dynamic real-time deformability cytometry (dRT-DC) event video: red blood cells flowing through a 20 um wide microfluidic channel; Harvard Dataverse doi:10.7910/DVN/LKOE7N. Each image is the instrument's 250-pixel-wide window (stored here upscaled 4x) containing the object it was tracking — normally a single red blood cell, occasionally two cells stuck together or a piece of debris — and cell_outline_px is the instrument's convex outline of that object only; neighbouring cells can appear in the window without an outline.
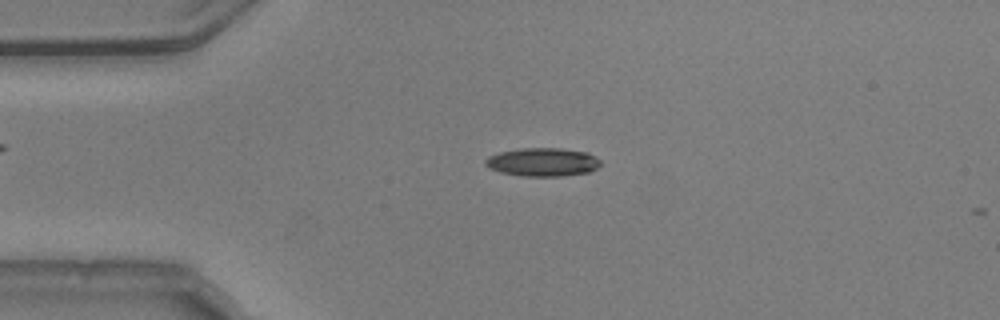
{"species": "common noctule bat (a hibernating species)", "species_latin": "Nyctalus noctula", "temperature_condition": "warm", "stored_images_in_passage": 10, "camera_frame_rate_fps": 3000, "um_per_image_px": 0.085, "animal": {"sex": "male", "body_mass_g": 20.5, "forearm_length_mm": 52.5}, "frame": {"image": 1, "passage_image": 8, "time_ms": 2.333, "image_size_px": [1000, 320], "cell_outline_px": [[600, 164], [596, 168], [588, 172], [564, 176], [520, 176], [500, 172], [488, 168], [484, 164], [484, 160], [488, 156], [500, 152], [520, 148], [560, 148], [588, 152], [596, 156], [600, 160]], "centroid_in_image_um": [46.11, 13.77], "position_along_channel_um": 38.9, "area_um2": 19.25}}